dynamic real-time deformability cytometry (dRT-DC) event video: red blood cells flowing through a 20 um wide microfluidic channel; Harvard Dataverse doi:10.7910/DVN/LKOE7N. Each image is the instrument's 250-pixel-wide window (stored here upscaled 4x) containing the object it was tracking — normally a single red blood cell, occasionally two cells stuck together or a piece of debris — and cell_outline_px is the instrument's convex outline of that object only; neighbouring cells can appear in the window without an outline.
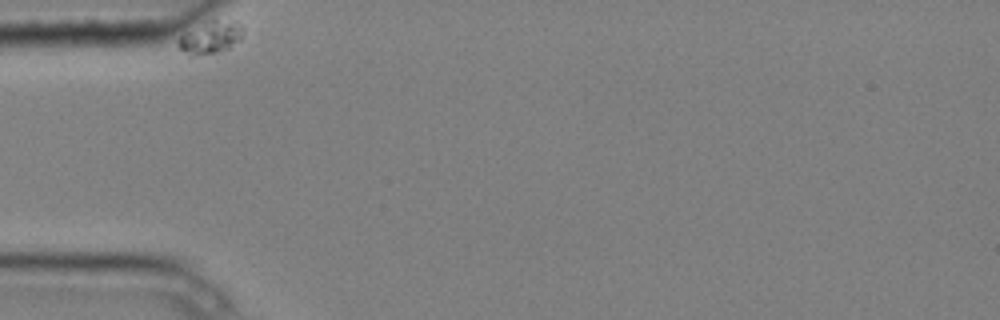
{"species": "common noctule bat (a hibernating species)", "species_latin": "Nyctalus noctula", "temperature_condition": "cold", "stored_images_in_passage": 2, "camera_frame_rate_fps": 3000, "um_per_image_px": 0.085, "animal": {"sex": "male", "body_mass_g": 20.4}, "frame": {"image": 1, "passage_image": 1, "time_ms": 0.0, "image_size_px": [1000, 320], "cell_outline_px": [[244, 36], [240, 40], [228, 48], [216, 52], [192, 56], [180, 48], [176, 44], [176, 40], [184, 32], [204, 20], [236, 20], [244, 28]], "centroid_in_image_um": [17.9, 3.13], "position_along_channel_um": 67.1, "area_um2": 12.6}}